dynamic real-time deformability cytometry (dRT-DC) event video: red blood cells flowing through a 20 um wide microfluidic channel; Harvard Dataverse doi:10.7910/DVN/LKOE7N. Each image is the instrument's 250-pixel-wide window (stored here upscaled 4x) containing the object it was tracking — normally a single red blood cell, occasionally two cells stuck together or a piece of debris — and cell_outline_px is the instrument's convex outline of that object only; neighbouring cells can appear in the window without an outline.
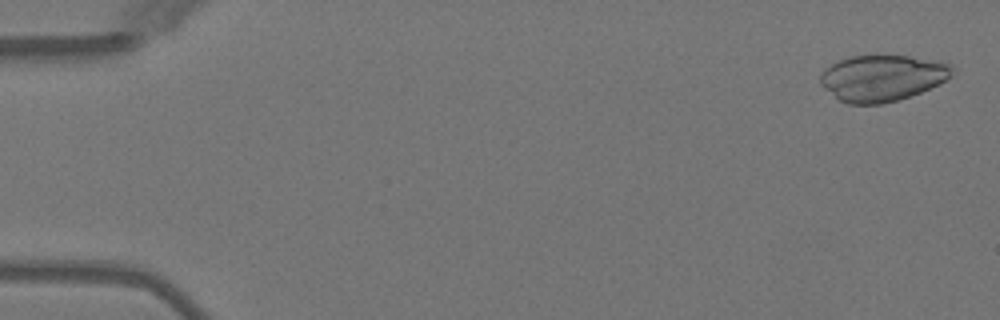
{"species": "Egyptian fruit bat (a non-hibernating species)", "species_latin": "Rousettus aegyptiacus", "temperature_condition": "warm", "stored_images_in_passage": 3, "camera_frame_rate_fps": 3000, "um_per_image_px": 0.085, "animal": {"sex": "female"}, "frame": {"image": 1, "passage_image": 1, "time_ms": 0.0, "image_size_px": [1000, 320], "cell_outline_px": [[952, 76], [940, 84], [920, 92], [896, 100], [880, 104], [848, 104], [840, 100], [824, 88], [820, 84], [820, 76], [824, 68], [840, 60], [852, 56], [908, 56], [940, 60], [952, 64]], "centroid_in_image_um": [75.01, 6.62], "position_along_channel_um": 10.0, "area_um2": 35.43}}